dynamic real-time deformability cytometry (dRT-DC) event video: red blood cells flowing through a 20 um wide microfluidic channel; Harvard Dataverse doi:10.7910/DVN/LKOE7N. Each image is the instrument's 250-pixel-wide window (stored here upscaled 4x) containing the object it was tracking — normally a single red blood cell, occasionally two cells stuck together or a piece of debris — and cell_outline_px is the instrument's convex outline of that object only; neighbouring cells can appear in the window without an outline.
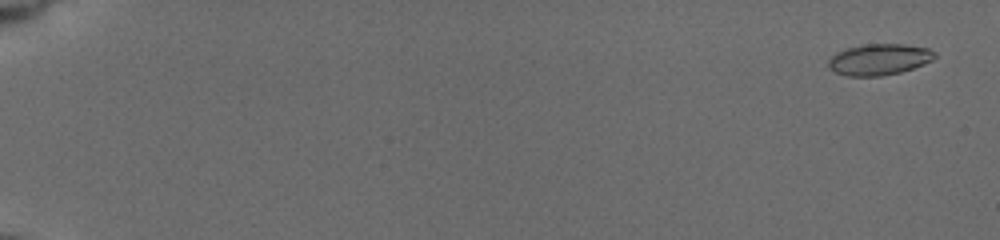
{"species": "common noctule bat (a hibernating species)", "species_latin": "Nyctalus noctula", "temperature_condition": "cold", "stored_images_in_passage": 58, "camera_frame_rate_fps": 3000, "um_per_image_px": 0.085, "animal": {"sex": "female", "body_mass_g": 19.5, "forearm_length_mm": 54.1}, "frame": {"image": 1, "passage_image": 3, "time_ms": 0.667, "image_size_px": [1000, 240], "cell_outline_px": [[936, 56], [932, 60], [924, 64], [900, 72], [880, 76], [848, 76], [836, 72], [828, 68], [828, 60], [836, 52], [848, 48], [864, 44], [904, 44], [928, 48], [936, 52]], "centroid_in_image_um": [74.73, 5.05], "position_along_channel_um": 10.3, "area_um2": 19.31}}
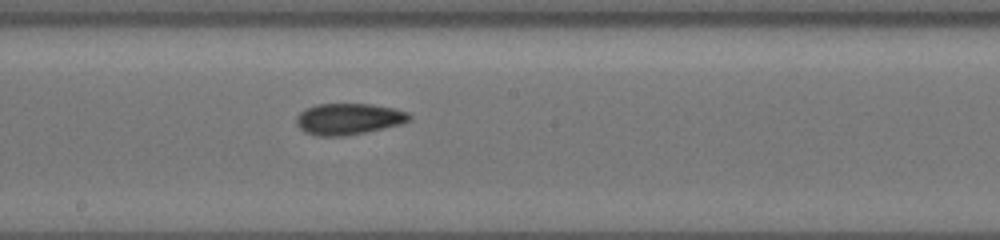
{"frame": {"image": 2, "passage_image": 35, "time_ms": 11.333, "image_size_px": [1000, 240], "cell_outline_px": [[412, 120], [400, 124], [364, 132], [344, 136], [320, 136], [304, 132], [296, 124], [296, 116], [300, 112], [316, 104], [372, 104], [396, 108], [408, 112], [412, 116]], "centroid_in_image_um": [29.65, 10.1], "position_along_channel_um": 218.6, "area_um2": 20.63}}
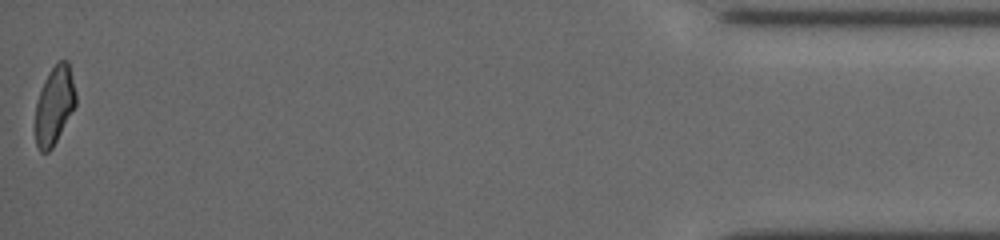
{"frame": {"image": 3, "passage_image": 58, "time_ms": 19.0, "image_size_px": [1000, 240], "cell_outline_px": [[76, 104], [52, 148], [48, 152], [40, 152], [36, 144], [36, 104], [44, 80], [52, 68], [60, 60], [68, 60], [76, 92]], "centroid_in_image_um": [4.63, 8.94], "position_along_channel_um": 430.6, "area_um2": 18.09}, "authors_computed_cell_mechanics": {"area_um2": 19.3919, "velocity_mm_per_s": 3.772, "shape_relaxation_time_tau1_ms": 4.6573, "shape_relaxation_time_tau2_ms": 2.9752, "deformation_change_tau1": 0.1083, "deformation_change_tau2": 0.0763}}